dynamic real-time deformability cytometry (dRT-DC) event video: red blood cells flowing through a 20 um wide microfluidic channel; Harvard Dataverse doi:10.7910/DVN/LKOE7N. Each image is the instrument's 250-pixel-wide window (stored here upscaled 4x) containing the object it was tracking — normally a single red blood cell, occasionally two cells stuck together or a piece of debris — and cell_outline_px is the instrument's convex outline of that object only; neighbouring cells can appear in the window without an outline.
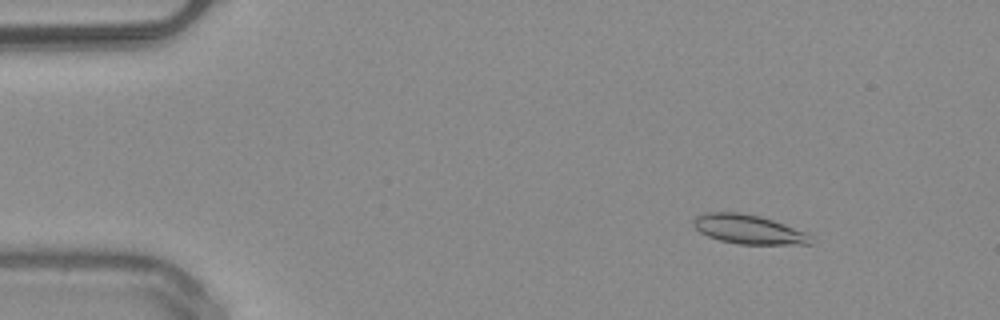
{"species": "common noctule bat (a hibernating species)", "species_latin": "Nyctalus noctula", "temperature_condition": "warm", "stored_images_in_passage": 51, "camera_frame_rate_fps": 3000, "um_per_image_px": 0.085, "animal": {"sex": "male", "body_mass_g": 20.4}, "frame": {"image": 1, "passage_image": 7, "time_ms": 2.0, "image_size_px": [1000, 320], "cell_outline_px": [[812, 244], [740, 244], [720, 240], [708, 236], [700, 232], [692, 224], [692, 220], [696, 216], [704, 212], [740, 212], [760, 216], [784, 224], [804, 232], [812, 236]], "centroid_in_image_um": [63.59, 19.48], "position_along_channel_um": 21.4, "area_um2": 19.88}}
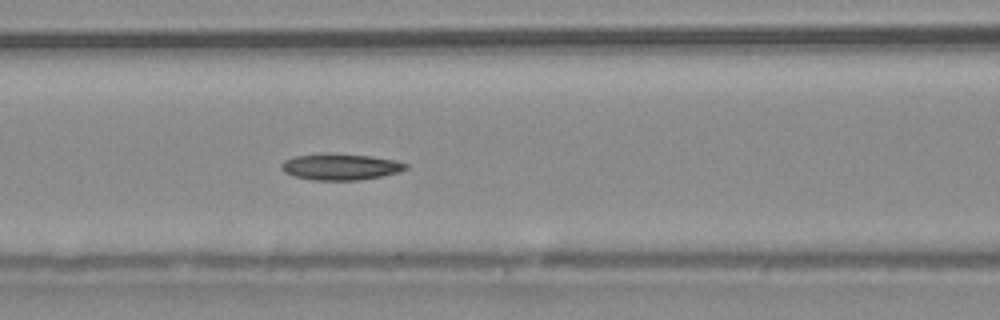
{"frame": {"image": 2, "passage_image": 22, "time_ms": 7.0, "image_size_px": [1000, 320], "cell_outline_px": [[408, 168], [400, 172], [360, 180], [312, 180], [296, 176], [284, 172], [280, 168], [280, 164], [284, 160], [296, 156], [320, 152], [372, 156], [396, 160], [408, 164]], "centroid_in_image_um": [28.93, 14.16], "position_along_channel_um": 137.7, "area_um2": 19.31}}
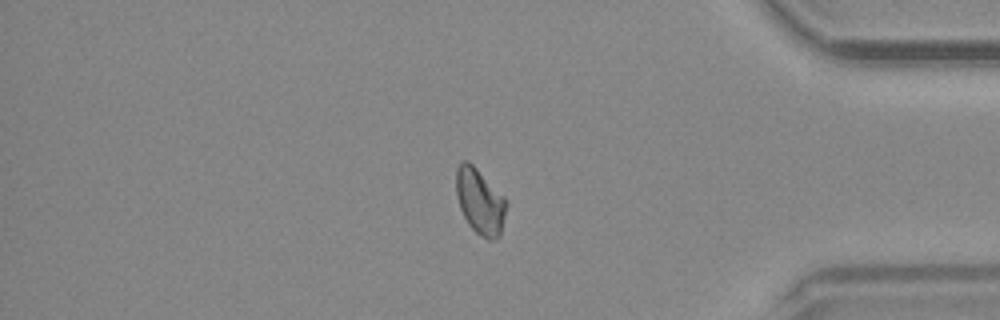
{"frame": {"image": 3, "passage_image": 43, "time_ms": 14.0, "image_size_px": [1000, 320], "cell_outline_px": [[508, 204], [500, 236], [492, 240], [488, 240], [476, 232], [468, 224], [460, 208], [456, 196], [456, 168], [460, 160], [468, 160], [504, 196]], "centroid_in_image_um": [40.79, 17.11], "position_along_channel_um": 394.4, "area_um2": 19.31}, "authors_computed_cell_mechanics": {"area_um2": 19.1896, "velocity_mm_per_s": 4.0397, "shape_relaxation_time_tau1_ms": 7.5105, "shape_relaxation_time_tau2_ms": null, "deformation_change_tau1": 0.1538, "deformation_change_tau2": null}}